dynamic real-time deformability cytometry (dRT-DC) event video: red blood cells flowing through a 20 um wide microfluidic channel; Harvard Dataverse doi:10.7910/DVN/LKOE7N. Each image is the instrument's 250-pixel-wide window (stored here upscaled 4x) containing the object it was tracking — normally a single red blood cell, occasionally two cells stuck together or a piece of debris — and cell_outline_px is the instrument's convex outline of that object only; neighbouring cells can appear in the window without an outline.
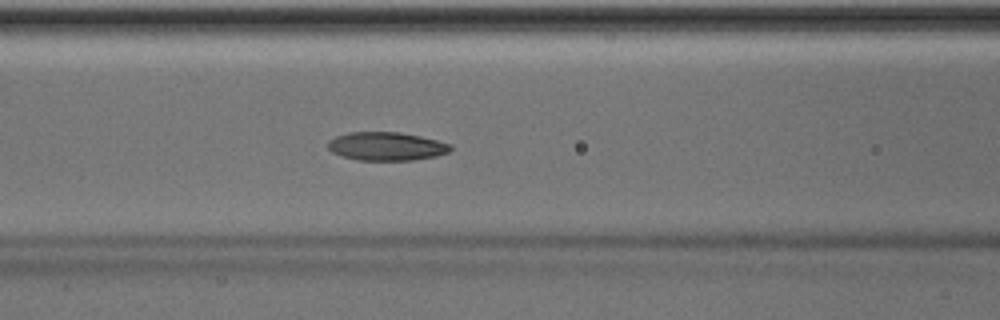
{"species": "Egyptian fruit bat (a non-hibernating species)", "species_latin": "Rousettus aegyptiacus", "temperature_condition": "room temperature", "stored_images_in_passage": 41, "camera_frame_rate_fps": 3000, "um_per_image_px": 0.085, "animal": {"sex": "male"}, "frame": {"image": 1, "passage_image": 12, "time_ms": 3.667, "image_size_px": [1000, 320], "cell_outline_px": [[452, 148], [448, 152], [436, 156], [412, 160], [356, 160], [340, 156], [332, 152], [328, 148], [328, 140], [336, 136], [348, 132], [400, 132], [420, 136], [452, 144]], "centroid_in_image_um": [32.82, 12.43], "position_along_channel_um": 133.8, "area_um2": 20.4}}
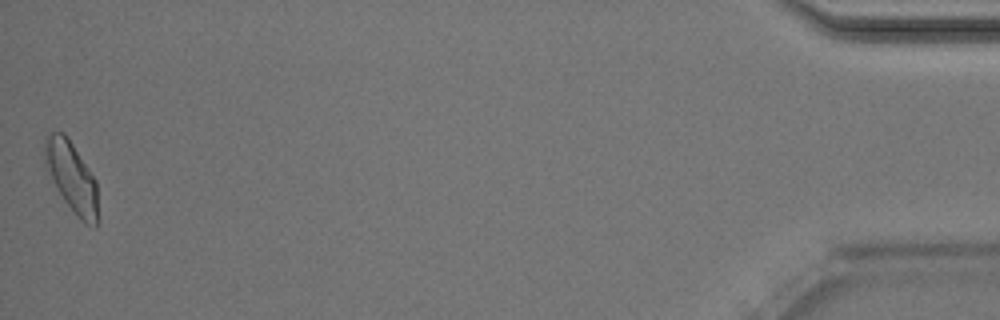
{"frame": {"image": 2, "passage_image": 41, "time_ms": 13.333, "image_size_px": [1000, 320], "cell_outline_px": [[96, 228], [84, 224], [76, 216], [64, 200], [44, 168], [44, 136], [52, 132], [64, 132], [96, 180]], "centroid_in_image_um": [6.03, 15.03], "position_along_channel_um": 429.2, "area_um2": 21.68}, "authors_computed_cell_mechanics": {"area_um2": 20.519, "velocity_mm_per_s": 4.0074, "shape_relaxation_time_tau1_ms": null, "shape_relaxation_time_tau2_ms": 7.8748, "deformation_change_tau1": null, "deformation_change_tau2": 0.1486}}